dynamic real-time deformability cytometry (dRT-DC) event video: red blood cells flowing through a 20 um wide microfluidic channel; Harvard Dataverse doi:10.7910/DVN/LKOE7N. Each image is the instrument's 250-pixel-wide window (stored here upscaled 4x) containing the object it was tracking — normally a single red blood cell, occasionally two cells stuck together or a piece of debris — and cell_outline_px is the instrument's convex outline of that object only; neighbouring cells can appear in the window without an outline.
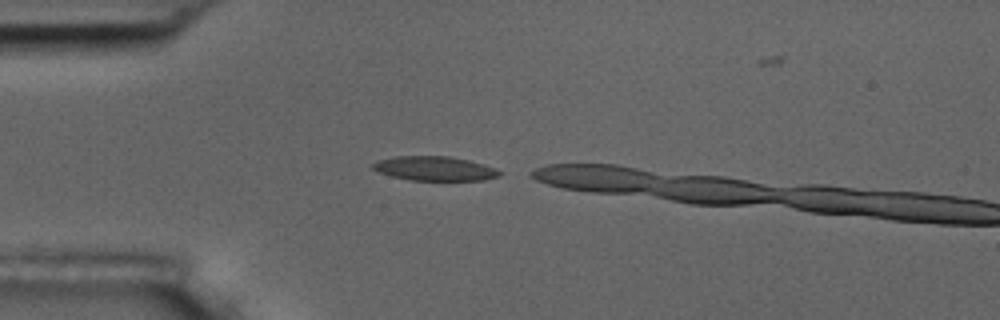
{"species": "common noctule bat (a hibernating species)", "species_latin": "Nyctalus noctula", "temperature_condition": "room temperature", "stored_images_in_passage": 4, "camera_frame_rate_fps": 3000, "um_per_image_px": 0.085, "animal": {"sex": "male", "body_mass_g": 17.5, "forearm_length_mm": 52.3}, "frame": {"image": 1, "passage_image": 3, "time_ms": 2.333, "image_size_px": [1000, 320], "cell_outline_px": [[504, 172], [500, 176], [484, 180], [408, 180], [392, 176], [380, 172], [372, 168], [372, 164], [376, 160], [396, 156], [448, 156], [468, 160], [484, 164], [496, 168]], "centroid_in_image_um": [36.98, 14.32], "position_along_channel_um": 48.0, "area_um2": 18.03}}